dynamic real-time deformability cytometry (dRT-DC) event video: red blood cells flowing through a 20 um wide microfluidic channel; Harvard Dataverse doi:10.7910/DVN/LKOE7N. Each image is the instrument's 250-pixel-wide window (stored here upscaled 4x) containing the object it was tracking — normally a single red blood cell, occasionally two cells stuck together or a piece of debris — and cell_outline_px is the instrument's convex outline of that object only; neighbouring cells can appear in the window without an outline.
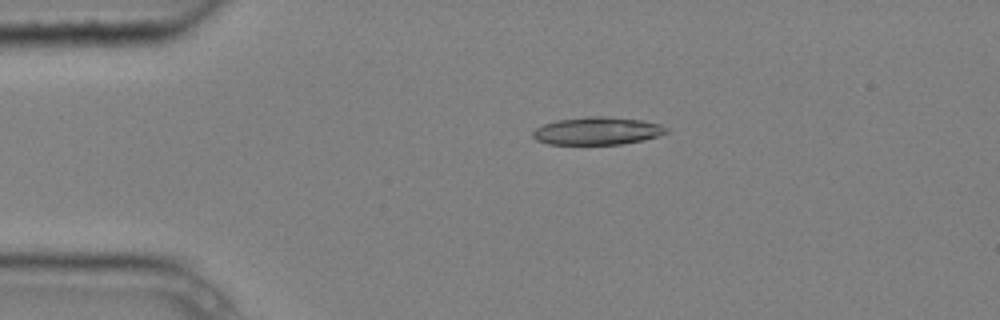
{"species": "common noctule bat (a hibernating species)", "species_latin": "Nyctalus noctula", "temperature_condition": "cold", "stored_images_in_passage": 4, "camera_frame_rate_fps": 3000, "um_per_image_px": 0.085, "animal": {"sex": "male", "body_mass_g": 20.4}, "frame": {"image": 1, "passage_image": 3, "time_ms": 0.667, "image_size_px": [1000, 320], "cell_outline_px": [[668, 132], [644, 140], [620, 144], [548, 144], [536, 140], [532, 136], [532, 132], [536, 128], [544, 124], [556, 120], [588, 116], [604, 116], [640, 120], [660, 124], [668, 128]], "centroid_in_image_um": [50.75, 11.12], "position_along_channel_um": 34.3, "area_um2": 21.5}}